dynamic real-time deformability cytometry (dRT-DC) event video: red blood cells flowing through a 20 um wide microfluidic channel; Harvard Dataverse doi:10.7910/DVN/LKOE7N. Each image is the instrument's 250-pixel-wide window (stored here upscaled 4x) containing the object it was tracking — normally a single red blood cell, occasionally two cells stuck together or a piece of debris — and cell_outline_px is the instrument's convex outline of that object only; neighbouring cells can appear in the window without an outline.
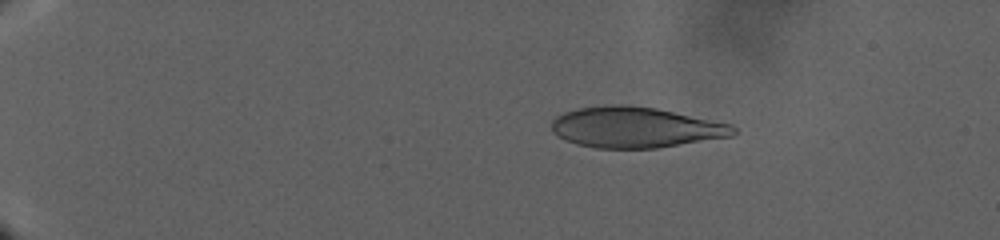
{"species": "human", "species_latin": "Homo sapiens", "temperature_condition": "warm", "stored_images_in_passage": 80, "camera_frame_rate_fps": 3000, "um_per_image_px": 0.085, "donor": {"sex": "male"}, "frame": {"image": 1, "passage_image": 17, "time_ms": 9.333, "image_size_px": [1000, 240], "cell_outline_px": [[736, 132], [732, 136], [656, 148], [596, 148], [576, 144], [564, 140], [556, 136], [552, 132], [552, 120], [556, 116], [564, 112], [580, 108], [604, 104], [628, 104], [656, 108], [732, 124], [736, 128]], "centroid_in_image_um": [53.98, 10.82], "position_along_channel_um": 31.0, "area_um2": 43.35}}
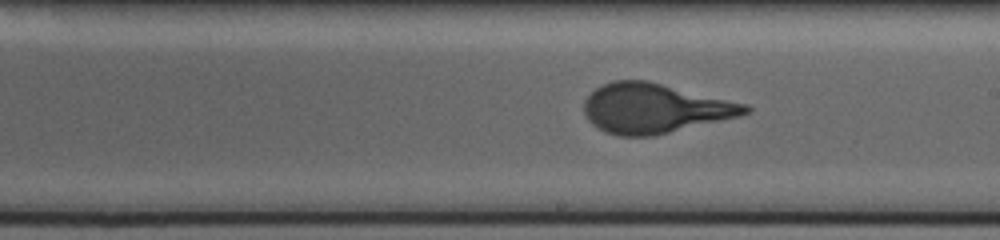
{"frame": {"image": 2, "passage_image": 50, "time_ms": 29.333, "image_size_px": [1000, 240], "cell_outline_px": [[752, 108], [748, 112], [740, 116], [652, 136], [620, 136], [604, 132], [596, 128], [588, 120], [584, 112], [584, 100], [600, 84], [612, 80], [648, 80], [748, 104]], "centroid_in_image_um": [55.62, 9.2], "position_along_channel_um": 233.4, "area_um2": 46.76}}
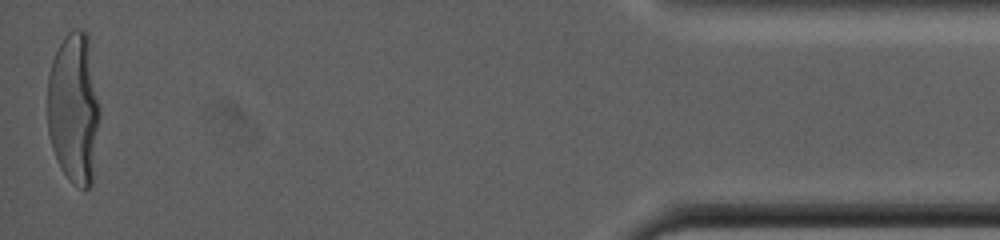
{"frame": {"image": 3, "passage_image": 80, "time_ms": 45.667, "image_size_px": [1000, 240], "cell_outline_px": [[100, 116], [92, 184], [88, 188], [80, 188], [60, 168], [52, 148], [48, 132], [48, 76], [52, 60], [64, 36], [72, 28], [80, 28], [88, 32], [100, 108]], "centroid_in_image_um": [6.3, 9.16], "position_along_channel_um": 428.9, "area_um2": 46.41}}